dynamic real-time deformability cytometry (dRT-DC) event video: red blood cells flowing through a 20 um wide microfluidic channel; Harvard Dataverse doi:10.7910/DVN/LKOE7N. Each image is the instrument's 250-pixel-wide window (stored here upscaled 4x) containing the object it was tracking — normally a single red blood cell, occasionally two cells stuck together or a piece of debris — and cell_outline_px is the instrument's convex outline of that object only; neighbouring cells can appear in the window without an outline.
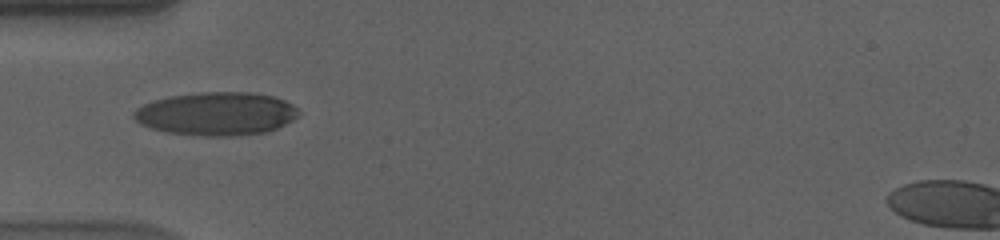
{"species": "human", "species_latin": "Homo sapiens", "temperature_condition": "cold", "stored_images_in_passage": 7, "camera_frame_rate_fps": 3000, "um_per_image_px": 0.085, "donor": {"sex": "male"}, "frame": {"image": 1, "passage_image": 1, "time_ms": 0.0, "image_size_px": [1000, 240], "cell_outline_px": [[300, 116], [268, 132], [232, 136], [204, 136], [168, 132], [152, 128], [140, 124], [132, 116], [132, 112], [136, 108], [152, 100], [168, 96], [200, 92], [248, 92], [272, 96], [284, 100], [292, 104], [300, 112]], "centroid_in_image_um": [18.38, 9.66], "position_along_channel_um": 66.6, "area_um2": 41.67}}
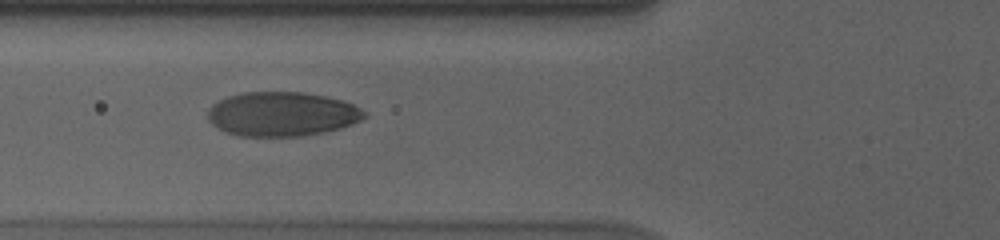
{"frame": {"image": 2, "passage_image": 4, "time_ms": 1.0, "image_size_px": [1000, 240], "cell_outline_px": [[368, 116], [352, 124], [340, 128], [324, 132], [304, 136], [240, 136], [224, 132], [216, 128], [208, 120], [208, 108], [212, 104], [228, 96], [244, 92], [304, 92], [324, 96], [340, 100], [352, 104], [368, 112]], "centroid_in_image_um": [23.96, 9.7], "position_along_channel_um": 101.8, "area_um2": 40.63}}
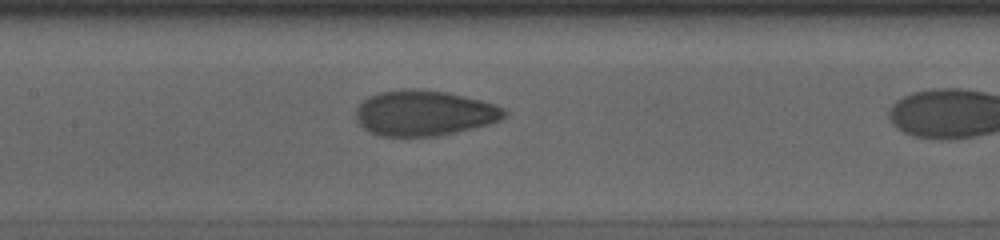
{"frame": {"image": 3, "passage_image": 6, "time_ms": 1.667, "image_size_px": [1000, 240], "cell_outline_px": [[508, 112], [500, 120], [488, 124], [456, 132], [436, 136], [380, 136], [368, 132], [356, 120], [356, 108], [368, 96], [380, 92], [412, 88], [444, 92], [480, 100], [504, 108]], "centroid_in_image_um": [36.02, 9.62], "position_along_channel_um": 171.4, "area_um2": 39.02}}